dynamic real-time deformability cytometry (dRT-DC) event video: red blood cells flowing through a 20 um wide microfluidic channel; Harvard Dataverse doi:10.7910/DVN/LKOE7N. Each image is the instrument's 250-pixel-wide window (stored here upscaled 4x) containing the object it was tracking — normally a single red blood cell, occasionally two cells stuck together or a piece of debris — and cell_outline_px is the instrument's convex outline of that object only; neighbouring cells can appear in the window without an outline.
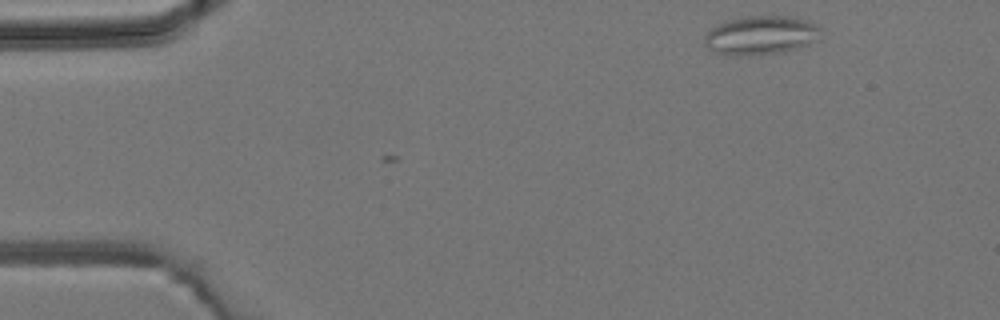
{"species": "common noctule bat (a hibernating species)", "species_latin": "Nyctalus noctula", "temperature_condition": "room temperature", "stored_images_in_passage": 3, "camera_frame_rate_fps": 3000, "um_per_image_px": 0.085, "animal": {"sex": "male", "body_mass_g": 19.2, "forearm_length_mm": 51.8}, "frame": {"image": 1, "passage_image": 1, "time_ms": 0.0, "image_size_px": [1000, 320], "cell_outline_px": [[820, 40], [796, 48], [780, 52], [732, 56], [716, 52], [708, 48], [704, 44], [704, 36], [716, 24], [748, 16], [788, 16], [812, 20], [820, 28]], "centroid_in_image_um": [64.71, 2.99], "position_along_channel_um": 20.3, "area_um2": 26.24}}
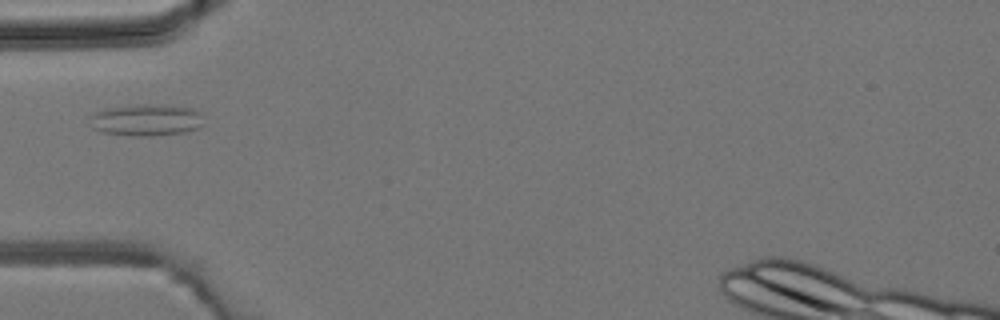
{"frame": {"image": 2, "passage_image": 3, "time_ms": 3.333, "image_size_px": [1000, 320], "cell_outline_px": [[204, 124], [196, 128], [184, 132], [152, 136], [132, 136], [100, 132], [92, 128], [88, 116], [96, 112], [108, 108], [140, 104], [192, 108], [200, 112]], "centroid_in_image_um": [12.39, 10.22], "position_along_channel_um": 72.6, "area_um2": 20.98}}